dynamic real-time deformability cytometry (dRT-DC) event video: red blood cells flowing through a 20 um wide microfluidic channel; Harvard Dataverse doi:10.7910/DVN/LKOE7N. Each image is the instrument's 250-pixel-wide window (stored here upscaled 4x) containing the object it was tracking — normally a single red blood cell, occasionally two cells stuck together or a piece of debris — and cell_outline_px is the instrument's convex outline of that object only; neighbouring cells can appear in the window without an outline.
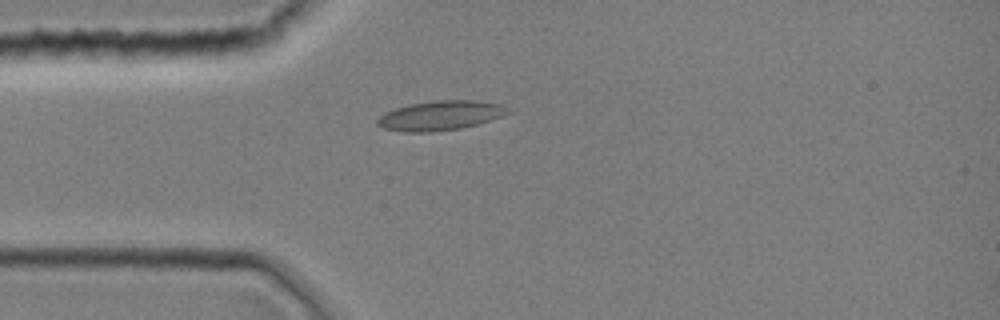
{"species": "common noctule bat (a hibernating species)", "species_latin": "Nyctalus noctula", "temperature_condition": "room temperature", "stored_images_in_passage": 1, "camera_frame_rate_fps": 3000, "um_per_image_px": 0.085, "animal": {"sex": "female", "body_mass_g": 19.0, "forearm_length_mm": 51.5}, "frame": {"image": 1, "passage_image": 1, "time_ms": 0.0, "image_size_px": [1000, 320], "cell_outline_px": [[512, 112], [476, 124], [460, 128], [432, 132], [404, 132], [384, 128], [376, 124], [376, 120], [384, 112], [408, 104], [436, 100], [476, 100], [504, 104]], "centroid_in_image_um": [37.42, 9.81], "position_along_channel_um": 47.6, "area_um2": 22.48}}